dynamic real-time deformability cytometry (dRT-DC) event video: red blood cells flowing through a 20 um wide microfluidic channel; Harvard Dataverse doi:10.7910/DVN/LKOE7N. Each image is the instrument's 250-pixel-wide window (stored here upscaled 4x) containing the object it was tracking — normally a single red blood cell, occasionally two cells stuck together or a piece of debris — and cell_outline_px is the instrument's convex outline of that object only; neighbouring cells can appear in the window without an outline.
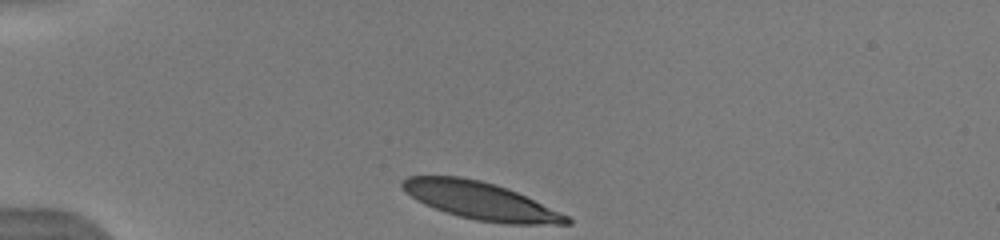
{"species": "human", "species_latin": "Homo sapiens", "temperature_condition": "warm", "stored_images_in_passage": 5, "camera_frame_rate_fps": 3000, "um_per_image_px": 0.085, "donor": {"sex": "male"}, "frame": {"image": 1, "passage_image": 1, "time_ms": 0.0, "image_size_px": [1000, 240], "cell_outline_px": [[572, 224], [504, 224], [476, 220], [460, 216], [424, 204], [416, 200], [400, 184], [400, 180], [408, 176], [460, 176], [480, 180], [496, 184], [508, 188], [568, 216], [572, 220]], "centroid_in_image_um": [40.85, 17.06], "position_along_channel_um": 44.2, "area_um2": 35.49}}